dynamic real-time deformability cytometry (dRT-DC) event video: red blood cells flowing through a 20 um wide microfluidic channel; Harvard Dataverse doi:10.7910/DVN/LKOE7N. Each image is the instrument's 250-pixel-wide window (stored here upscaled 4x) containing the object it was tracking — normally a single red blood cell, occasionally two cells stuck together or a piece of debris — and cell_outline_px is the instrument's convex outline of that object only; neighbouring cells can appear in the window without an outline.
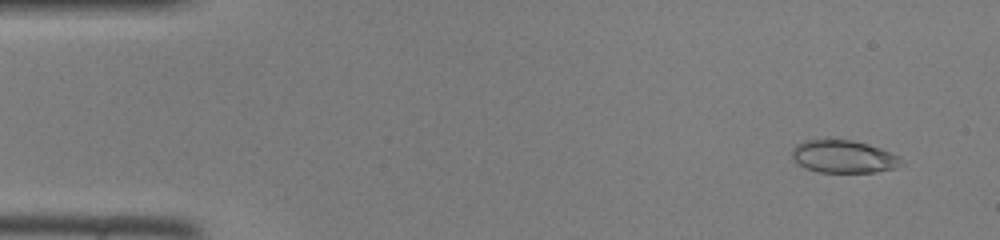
{"species": "common noctule bat (a hibernating species)", "species_latin": "Nyctalus noctula", "temperature_condition": "room temperature", "stored_images_in_passage": 46, "camera_frame_rate_fps": 3000, "um_per_image_px": 0.085, "animal": {"sex": "female", "body_mass_g": 22.0, "forearm_length_mm": 56.7}, "frame": {"image": 1, "passage_image": 3, "time_ms": 0.667, "image_size_px": [1000, 240], "cell_outline_px": [[904, 164], [896, 168], [876, 172], [820, 172], [804, 168], [792, 156], [792, 148], [796, 144], [804, 140], [852, 140], [868, 144], [880, 148], [900, 156]], "centroid_in_image_um": [71.73, 13.31], "position_along_channel_um": 13.3, "area_um2": 20.81}}
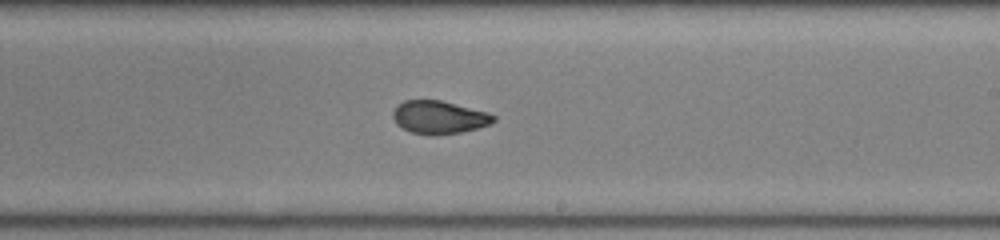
{"frame": {"image": 2, "passage_image": 27, "time_ms": 8.667, "image_size_px": [1000, 240], "cell_outline_px": [[496, 120], [488, 124], [476, 128], [460, 132], [412, 132], [396, 124], [392, 116], [392, 112], [396, 104], [404, 100], [440, 100], [488, 112], [496, 116]], "centroid_in_image_um": [37.3, 9.91], "position_along_channel_um": 251.7, "area_um2": 18.67}}
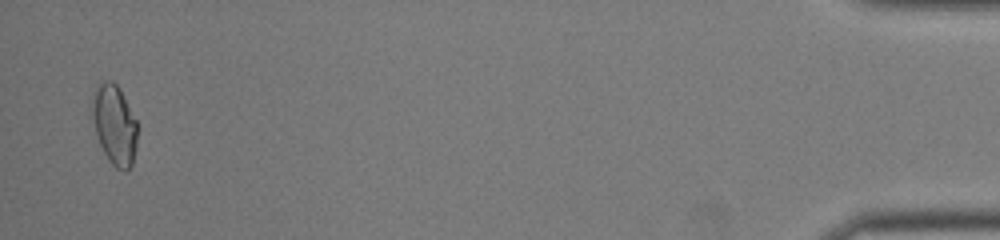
{"frame": {"image": 3, "passage_image": 45, "time_ms": 14.667, "image_size_px": [1000, 240], "cell_outline_px": [[136, 148], [132, 164], [124, 172], [116, 168], [108, 160], [100, 144], [96, 132], [92, 116], [92, 108], [96, 84], [100, 80], [112, 80], [116, 84], [136, 120]], "centroid_in_image_um": [9.72, 10.6], "position_along_channel_um": 425.5, "area_um2": 20.69}}